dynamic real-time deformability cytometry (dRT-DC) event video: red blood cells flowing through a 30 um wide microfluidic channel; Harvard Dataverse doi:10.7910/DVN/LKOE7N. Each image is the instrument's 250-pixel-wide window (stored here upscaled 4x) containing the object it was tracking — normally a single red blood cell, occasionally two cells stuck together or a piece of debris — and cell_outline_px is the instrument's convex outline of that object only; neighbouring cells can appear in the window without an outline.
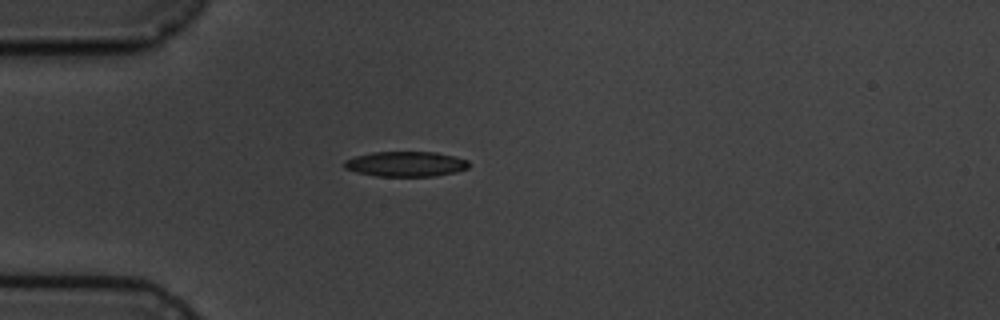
{"species": "common noctule bat (a hibernating species)", "species_latin": "Nyctalus noctula", "temperature_condition": "cold", "stored_images_in_passage": 6, "camera_frame_rate_fps": 3000, "um_per_image_px": 0.085, "animal": {"sex": "male", "body_mass_g": 19.5, "forearm_length_mm": 54.6}, "frame": {"image": 1, "passage_image": 5, "time_ms": 4.667, "image_size_px": [1000, 320], "cell_outline_px": [[468, 168], [456, 172], [436, 176], [376, 176], [356, 172], [344, 168], [344, 160], [356, 156], [372, 152], [436, 152], [456, 156], [468, 160]], "centroid_in_image_um": [34.5, 13.94], "position_along_channel_um": 50.5, "area_um2": 18.32}}